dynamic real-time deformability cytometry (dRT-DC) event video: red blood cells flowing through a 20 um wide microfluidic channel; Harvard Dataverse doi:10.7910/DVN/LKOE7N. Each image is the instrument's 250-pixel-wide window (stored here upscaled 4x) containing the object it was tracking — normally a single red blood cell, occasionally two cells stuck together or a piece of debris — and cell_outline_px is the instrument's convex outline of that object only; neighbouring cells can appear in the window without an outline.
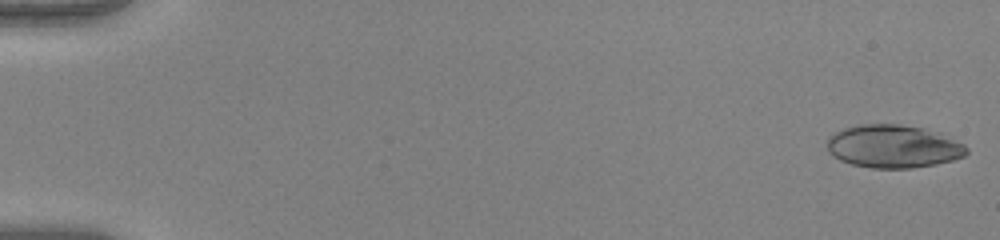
{"species": "human", "species_latin": "Homo sapiens", "temperature_condition": "warm", "stored_images_in_passage": 51, "camera_frame_rate_fps": 3000, "um_per_image_px": 0.085, "donor": {"sex": "female"}, "frame": {"image": 1, "passage_image": 1, "time_ms": 0.0, "image_size_px": [1000, 240], "cell_outline_px": [[968, 152], [964, 156], [952, 160], [936, 164], [912, 168], [872, 168], [852, 164], [840, 160], [832, 156], [828, 152], [828, 136], [832, 132], [844, 128], [860, 124], [900, 124], [924, 128], [940, 132], [964, 144], [968, 148]], "centroid_in_image_um": [75.93, 12.43], "position_along_channel_um": 9.1, "area_um2": 35.26}}
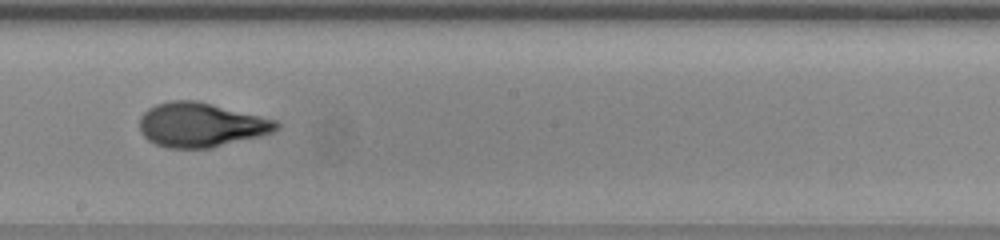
{"frame": {"image": 2, "passage_image": 30, "time_ms": 9.667, "image_size_px": [1000, 240], "cell_outline_px": [[280, 128], [272, 132], [260, 136], [208, 148], [168, 148], [156, 144], [148, 140], [140, 132], [140, 116], [148, 108], [156, 104], [168, 100], [196, 100], [276, 120], [280, 124]], "centroid_in_image_um": [17.05, 10.61], "position_along_channel_um": 231.2, "area_um2": 35.2}}
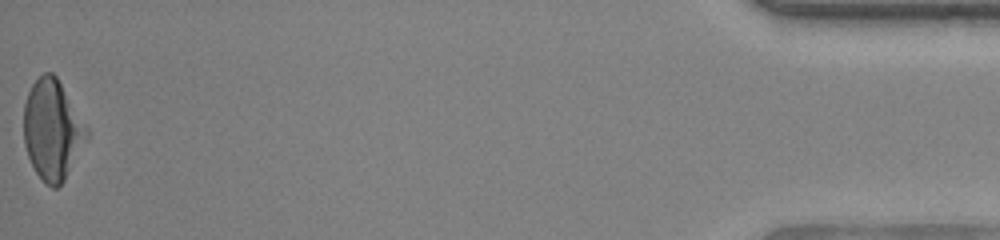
{"frame": {"image": 3, "passage_image": 51, "time_ms": 16.667, "image_size_px": [1000, 240], "cell_outline_px": [[80, 136], [64, 180], [56, 188], [52, 188], [36, 172], [28, 156], [24, 144], [24, 104], [28, 92], [32, 84], [44, 72], [52, 72], [56, 76], [60, 84], [80, 132]], "centroid_in_image_um": [4.21, 11.02], "position_along_channel_um": 431.0, "area_um2": 32.6}, "authors_computed_cell_mechanics": {"area_um2": 34.68, "velocity_mm_per_s": 4.1114, "shape_relaxation_time_tau1_ms": 4.9569, "shape_relaxation_time_tau2_ms": 1.1266, "deformation_change_tau1": 0.2187, "deformation_change_tau2": 0.07}}